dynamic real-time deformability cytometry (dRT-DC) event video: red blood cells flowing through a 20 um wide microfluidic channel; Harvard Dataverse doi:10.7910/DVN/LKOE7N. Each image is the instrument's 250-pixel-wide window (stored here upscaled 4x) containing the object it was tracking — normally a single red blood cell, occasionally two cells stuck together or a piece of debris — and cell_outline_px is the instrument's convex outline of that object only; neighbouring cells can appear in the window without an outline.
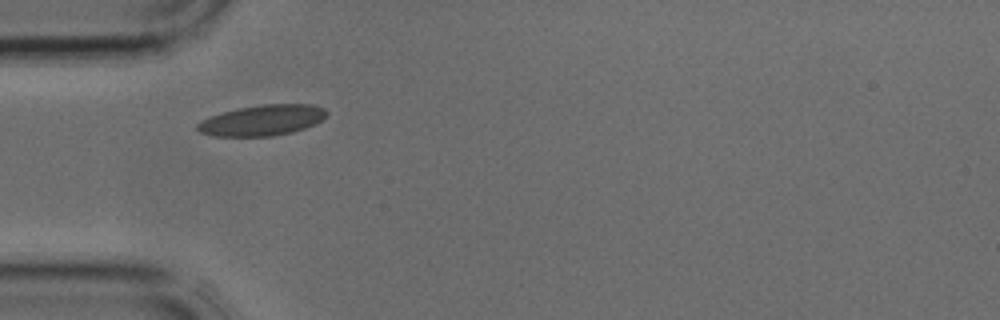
{"species": "common noctule bat (a hibernating species)", "species_latin": "Nyctalus noctula", "temperature_condition": "cold", "stored_images_in_passage": 24, "camera_frame_rate_fps": 3000, "um_per_image_px": 0.085, "animal": {"sex": "male", "body_mass_g": 17.9, "forearm_length_mm": 54.2}, "frame": {"image": 1, "passage_image": 1, "time_ms": 0.0, "image_size_px": [1000, 320], "cell_outline_px": [[328, 112], [320, 120], [304, 128], [292, 132], [272, 136], [212, 136], [200, 132], [196, 128], [196, 124], [200, 120], [236, 108], [264, 104], [312, 104], [324, 108]], "centroid_in_image_um": [22.25, 10.22], "position_along_channel_um": 62.7, "area_um2": 22.95}}
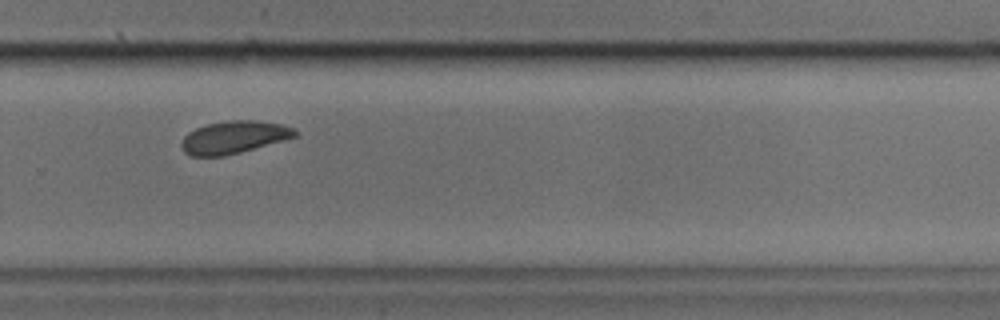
{"frame": {"image": 2, "passage_image": 16, "time_ms": 5.0, "image_size_px": [1000, 320], "cell_outline_px": [[300, 132], [296, 136], [240, 152], [224, 156], [188, 156], [184, 152], [180, 144], [184, 136], [188, 132], [196, 128], [208, 124], [232, 120], [256, 120], [280, 124], [292, 128]], "centroid_in_image_um": [19.84, 11.67], "position_along_channel_um": 310.0, "area_um2": 21.33}}
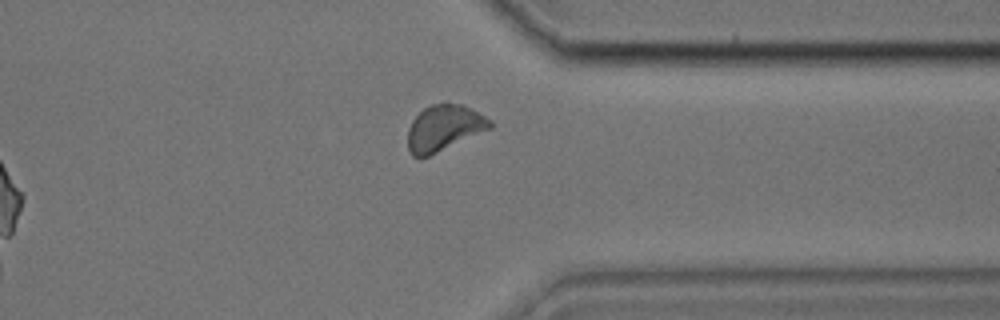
{"frame": {"image": 3, "passage_image": 20, "time_ms": 6.333, "image_size_px": [1000, 320], "cell_outline_px": [[492, 128], [420, 160], [412, 156], [408, 148], [408, 128], [412, 120], [424, 108], [432, 104], [464, 104], [472, 108], [492, 120]], "centroid_in_image_um": [37.74, 10.9], "position_along_channel_um": 373.7, "area_um2": 22.2}}